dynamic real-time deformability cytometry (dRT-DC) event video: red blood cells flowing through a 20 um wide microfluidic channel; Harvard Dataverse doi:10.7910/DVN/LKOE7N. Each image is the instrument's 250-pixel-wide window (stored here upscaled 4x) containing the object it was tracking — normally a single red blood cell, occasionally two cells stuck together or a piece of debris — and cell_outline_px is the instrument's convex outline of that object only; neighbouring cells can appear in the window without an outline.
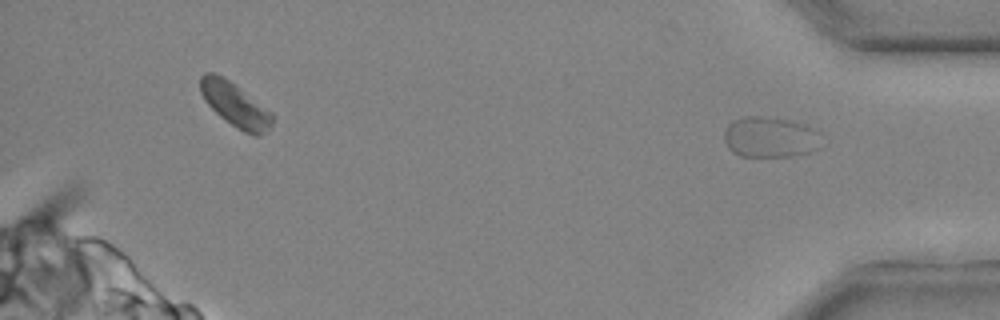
{"species": "common noctule bat (a hibernating species)", "species_latin": "Nyctalus noctula", "temperature_condition": "cold", "stored_images_in_passage": 23, "segment_of_instrument_passage": [2, 2], "camera_frame_rate_fps": 3000, "um_per_image_px": 0.085, "animal": {"sex": "male", "body_mass_g": 20.4}, "frame": {"image": 1, "passage_image": 23, "time_ms": 7.333, "image_size_px": [1000, 320], "cell_outline_px": [[820, 148], [808, 152], [792, 156], [740, 156], [732, 152], [728, 148], [724, 140], [724, 132], [728, 124], [732, 120], [744, 116], [760, 116], [788, 120], [804, 124], [812, 128], [816, 132]], "centroid_in_image_um": [65.39, 11.66], "position_along_channel_um": 369.8, "area_um2": 22.89}}